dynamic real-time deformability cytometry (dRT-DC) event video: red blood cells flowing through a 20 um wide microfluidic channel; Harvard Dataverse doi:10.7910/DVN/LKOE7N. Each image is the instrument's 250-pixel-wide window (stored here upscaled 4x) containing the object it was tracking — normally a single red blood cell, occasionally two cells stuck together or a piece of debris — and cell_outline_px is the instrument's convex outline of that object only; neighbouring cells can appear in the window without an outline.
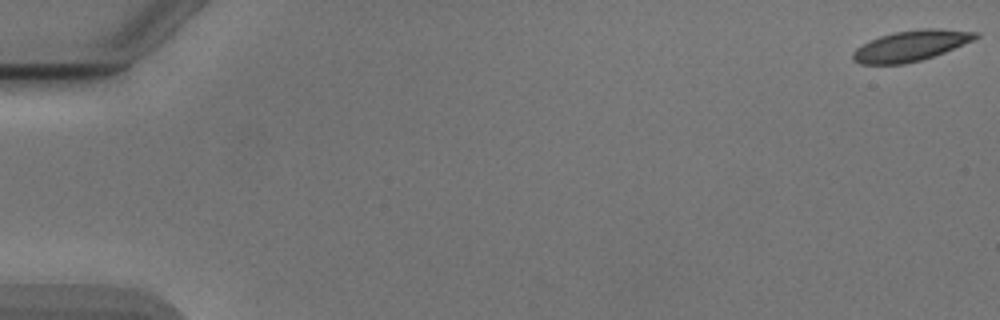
{"species": "Egyptian fruit bat (a non-hibernating species)", "species_latin": "Rousettus aegyptiacus", "temperature_condition": "cold", "stored_images_in_passage": 14, "camera_frame_rate_fps": 3000, "um_per_image_px": 0.085, "animal": {"sex": "male"}, "frame": {"image": 1, "passage_image": 1, "time_ms": 0.0, "image_size_px": [1000, 320], "cell_outline_px": [[980, 36], [972, 40], [944, 52], [920, 60], [904, 64], [860, 64], [852, 60], [852, 52], [856, 48], [880, 36], [896, 32], [920, 28], [940, 28], [980, 32]], "centroid_in_image_um": [77.42, 3.88], "position_along_channel_um": 7.6, "area_um2": 21.73}}
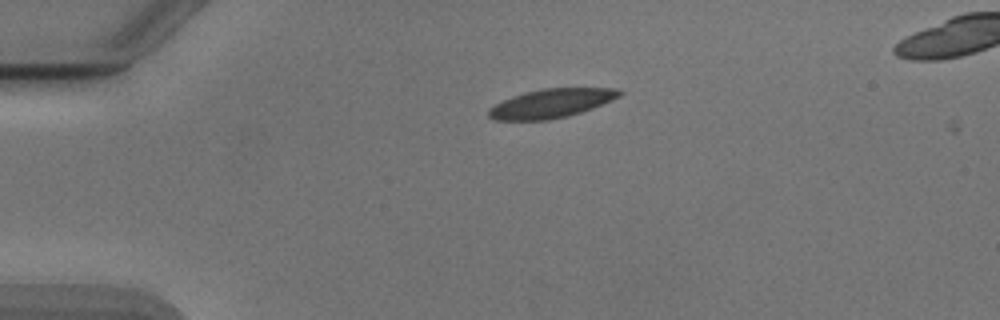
{"frame": {"image": 2, "passage_image": 13, "time_ms": 4.0, "image_size_px": [1000, 320], "cell_outline_px": [[624, 92], [620, 96], [612, 100], [592, 108], [568, 116], [548, 120], [492, 120], [488, 116], [488, 108], [512, 96], [524, 92], [544, 88], [616, 88]], "centroid_in_image_um": [46.84, 8.78], "position_along_channel_um": 38.2, "area_um2": 22.02}}